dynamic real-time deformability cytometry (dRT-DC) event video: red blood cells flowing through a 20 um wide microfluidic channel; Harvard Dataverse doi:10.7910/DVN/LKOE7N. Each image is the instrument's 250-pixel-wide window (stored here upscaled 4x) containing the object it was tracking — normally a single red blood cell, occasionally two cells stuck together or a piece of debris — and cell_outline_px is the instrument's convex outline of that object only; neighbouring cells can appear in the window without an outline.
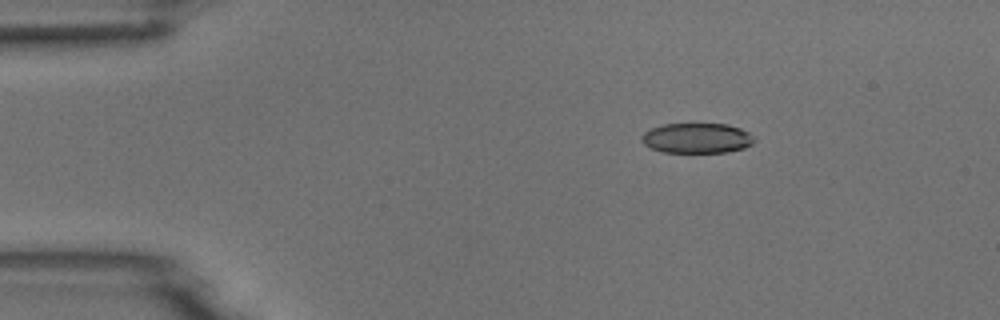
{"species": "common noctule bat (a hibernating species)", "species_latin": "Nyctalus noctula", "temperature_condition": "room temperature", "stored_images_in_passage": 3, "camera_frame_rate_fps": 3000, "um_per_image_px": 0.085, "animal": {"sex": "male", "body_mass_g": 18.8}, "frame": {"image": 1, "passage_image": 1, "time_ms": 0.0, "image_size_px": [1000, 320], "cell_outline_px": [[756, 140], [752, 144], [744, 148], [728, 152], [664, 152], [652, 148], [644, 144], [640, 140], [640, 136], [644, 132], [652, 128], [664, 124], [728, 124], [740, 128], [756, 136]], "centroid_in_image_um": [59.27, 11.74], "position_along_channel_um": 25.7, "area_um2": 19.88}}